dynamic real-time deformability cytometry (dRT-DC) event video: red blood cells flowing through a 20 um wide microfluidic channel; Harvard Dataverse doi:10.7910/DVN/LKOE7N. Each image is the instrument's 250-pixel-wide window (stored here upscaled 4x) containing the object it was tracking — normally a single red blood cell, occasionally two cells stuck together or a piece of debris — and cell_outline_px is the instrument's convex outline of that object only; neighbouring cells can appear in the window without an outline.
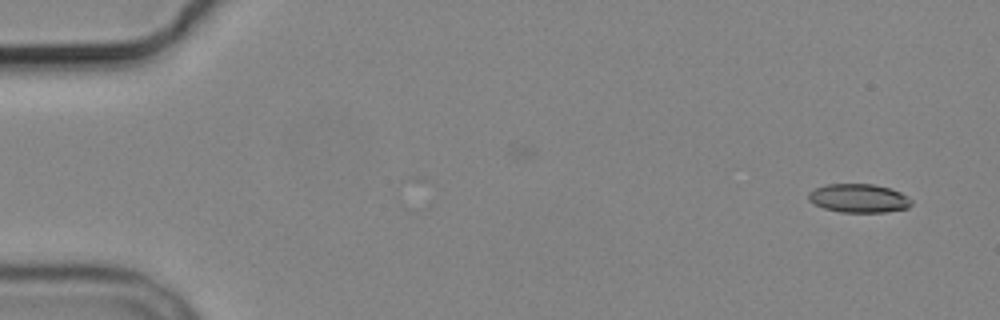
{"species": "common noctule bat (a hibernating species)", "species_latin": "Nyctalus noctula", "temperature_condition": "cold", "stored_images_in_passage": 4, "camera_frame_rate_fps": 3000, "um_per_image_px": 0.085, "animal": {"sex": "male", "body_mass_g": 19.2, "forearm_length_mm": 51.8}, "frame": {"image": 1, "passage_image": 1, "time_ms": 0.0, "image_size_px": [1000, 320], "cell_outline_px": [[912, 204], [908, 208], [884, 212], [840, 212], [824, 208], [808, 200], [808, 192], [816, 188], [828, 184], [872, 184], [892, 188], [908, 196], [912, 200]], "centroid_in_image_um": [73.02, 16.85], "position_along_channel_um": 12.0, "area_um2": 17.22}}